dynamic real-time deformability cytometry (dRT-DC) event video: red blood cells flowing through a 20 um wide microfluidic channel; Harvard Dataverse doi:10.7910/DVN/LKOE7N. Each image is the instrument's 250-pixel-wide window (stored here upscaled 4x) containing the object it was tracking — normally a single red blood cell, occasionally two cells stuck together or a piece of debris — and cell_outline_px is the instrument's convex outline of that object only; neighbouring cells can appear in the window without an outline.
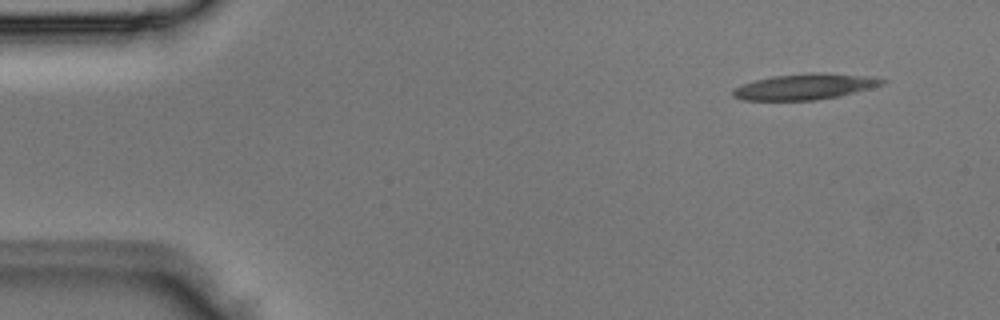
{"species": "Egyptian fruit bat (a non-hibernating species)", "species_latin": "Rousettus aegyptiacus", "temperature_condition": "room temperature", "stored_images_in_passage": 2, "camera_frame_rate_fps": 3000, "um_per_image_px": 0.085, "animal": {"sex": "male"}, "frame": {"image": 1, "passage_image": 1, "time_ms": 0.0, "image_size_px": [1000, 320], "cell_outline_px": [[888, 80], [884, 84], [840, 96], [816, 100], [740, 100], [732, 96], [732, 92], [736, 88], [744, 84], [756, 80], [772, 76], [812, 72], [864, 76]], "centroid_in_image_um": [68.39, 7.37], "position_along_channel_um": 16.6, "area_um2": 22.14}}
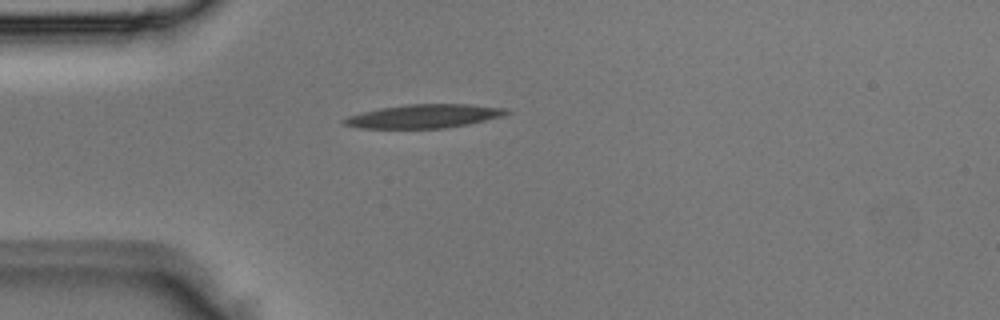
{"frame": {"image": 2, "passage_image": 2, "time_ms": 0.333, "image_size_px": [1000, 320], "cell_outline_px": [[512, 112], [504, 116], [468, 124], [448, 128], [356, 128], [344, 124], [340, 120], [348, 116], [360, 112], [380, 108], [408, 104], [468, 104], [504, 108]], "centroid_in_image_um": [36.02, 9.88], "position_along_channel_um": 49.0, "area_um2": 22.48}}